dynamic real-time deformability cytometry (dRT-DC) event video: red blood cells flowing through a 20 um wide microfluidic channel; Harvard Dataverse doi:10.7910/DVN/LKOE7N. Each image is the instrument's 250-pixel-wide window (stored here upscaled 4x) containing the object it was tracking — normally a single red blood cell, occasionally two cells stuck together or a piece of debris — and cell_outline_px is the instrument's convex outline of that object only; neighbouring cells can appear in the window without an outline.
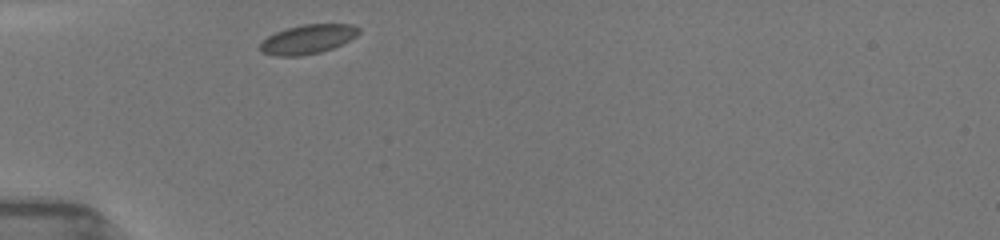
{"species": "common noctule bat (a hibernating species)", "species_latin": "Nyctalus noctula", "temperature_condition": "room temperature", "stored_images_in_passage": 1, "camera_frame_rate_fps": 3000, "um_per_image_px": 0.085, "animal": {"sex": "female", "body_mass_g": 19.5, "forearm_length_mm": 54.1}, "frame": {"image": 1, "passage_image": 1, "time_ms": 0.0, "image_size_px": [1000, 240], "cell_outline_px": [[360, 32], [356, 36], [332, 48], [320, 52], [300, 56], [276, 56], [260, 52], [260, 44], [268, 36], [276, 32], [288, 28], [304, 24], [352, 24], [360, 28]], "centroid_in_image_um": [26.15, 3.33], "position_along_channel_um": 58.8, "area_um2": 16.65}}